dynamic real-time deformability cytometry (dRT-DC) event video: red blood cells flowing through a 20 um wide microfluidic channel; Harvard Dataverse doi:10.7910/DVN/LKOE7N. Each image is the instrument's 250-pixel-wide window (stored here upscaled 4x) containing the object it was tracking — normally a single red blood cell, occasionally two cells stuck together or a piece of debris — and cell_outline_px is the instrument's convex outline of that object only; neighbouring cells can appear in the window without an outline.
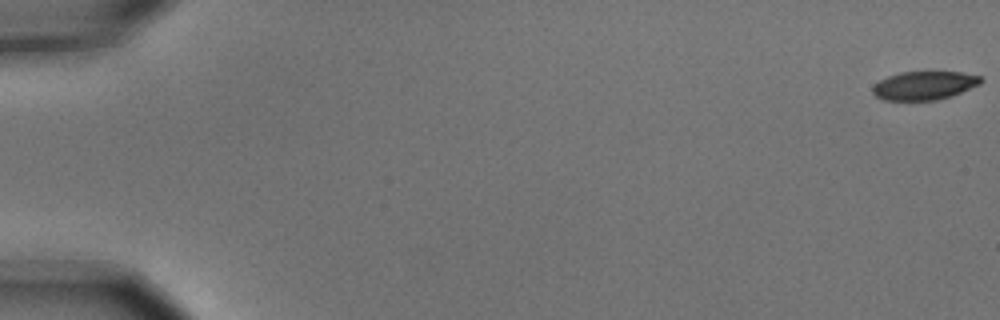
{"species": "common noctule bat (a hibernating species)", "species_latin": "Nyctalus noctula", "temperature_condition": "cold", "stored_images_in_passage": 4, "camera_frame_rate_fps": 3000, "um_per_image_px": 0.085, "animal": {"sex": "male", "body_mass_g": 15.6}, "frame": {"image": 1, "passage_image": 1, "time_ms": 0.0, "image_size_px": [1000, 320], "cell_outline_px": [[984, 80], [980, 84], [960, 92], [936, 100], [884, 100], [876, 96], [872, 92], [872, 88], [880, 80], [888, 76], [900, 72], [960, 72], [980, 76]], "centroid_in_image_um": [78.55, 7.26], "position_along_channel_um": 6.5, "area_um2": 17.74}}